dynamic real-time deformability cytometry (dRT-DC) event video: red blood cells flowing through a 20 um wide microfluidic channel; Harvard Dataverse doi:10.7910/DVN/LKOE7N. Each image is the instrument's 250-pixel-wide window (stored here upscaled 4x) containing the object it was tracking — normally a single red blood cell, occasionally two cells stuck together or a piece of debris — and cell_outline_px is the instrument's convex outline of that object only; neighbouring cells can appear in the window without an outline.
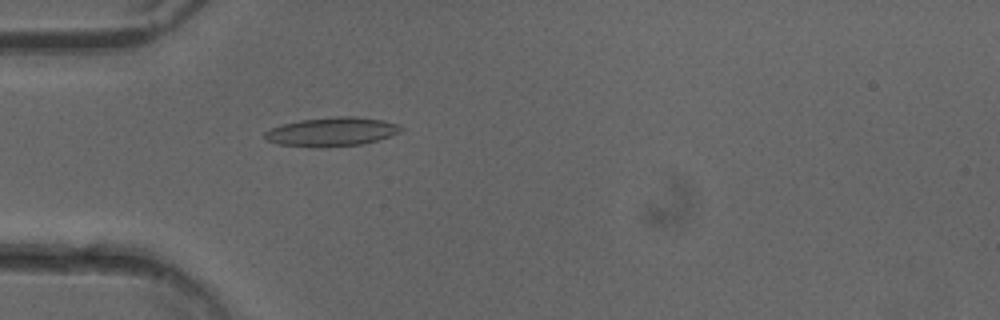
{"species": "common noctule bat (a hibernating species)", "species_latin": "Nyctalus noctula", "temperature_condition": "cold", "stored_images_in_passage": 40, "camera_frame_rate_fps": 3000, "um_per_image_px": 0.085, "animal": {"sex": "female"}, "frame": {"image": 1, "passage_image": 10, "time_ms": 3.0, "image_size_px": [1000, 320], "cell_outline_px": [[404, 128], [400, 132], [364, 144], [320, 148], [312, 148], [276, 144], [268, 140], [264, 136], [264, 132], [280, 124], [300, 120], [332, 116], [356, 116], [384, 120], [396, 124]], "centroid_in_image_um": [28.17, 11.2], "position_along_channel_um": 56.8, "area_um2": 23.24}}
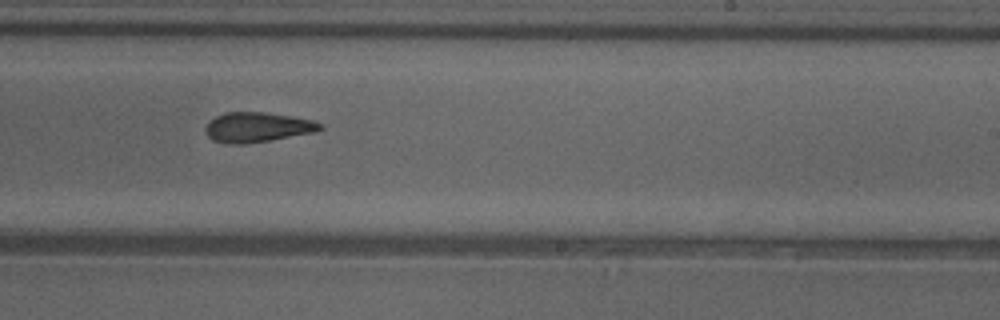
{"frame": {"image": 2, "passage_image": 26, "time_ms": 8.333, "image_size_px": [1000, 320], "cell_outline_px": [[324, 128], [316, 132], [244, 144], [224, 144], [212, 140], [204, 132], [204, 128], [216, 116], [224, 112], [264, 112], [292, 116], [312, 120], [324, 124]], "centroid_in_image_um": [21.87, 10.82], "position_along_channel_um": 267.1, "area_um2": 20.06}}
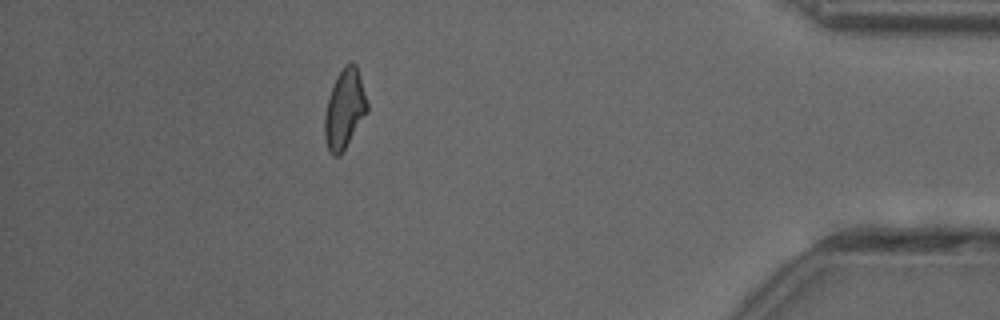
{"frame": {"image": 3, "passage_image": 40, "time_ms": 13.0, "image_size_px": [1000, 320], "cell_outline_px": [[368, 112], [340, 156], [332, 156], [328, 152], [324, 140], [324, 120], [328, 96], [336, 76], [344, 64], [352, 60], [356, 64], [368, 104]], "centroid_in_image_um": [29.27, 9.28], "position_along_channel_um": 405.9, "area_um2": 20.0}, "authors_computed_cell_mechanics": {"area_um2": 20.3456, "velocity_mm_per_s": 4.0428, "shape_relaxation_time_tau1_ms": 8.7265, "shape_relaxation_time_tau2_ms": 3.2785, "deformation_change_tau1": 0.1943, "deformation_change_tau2": 0.1225}}